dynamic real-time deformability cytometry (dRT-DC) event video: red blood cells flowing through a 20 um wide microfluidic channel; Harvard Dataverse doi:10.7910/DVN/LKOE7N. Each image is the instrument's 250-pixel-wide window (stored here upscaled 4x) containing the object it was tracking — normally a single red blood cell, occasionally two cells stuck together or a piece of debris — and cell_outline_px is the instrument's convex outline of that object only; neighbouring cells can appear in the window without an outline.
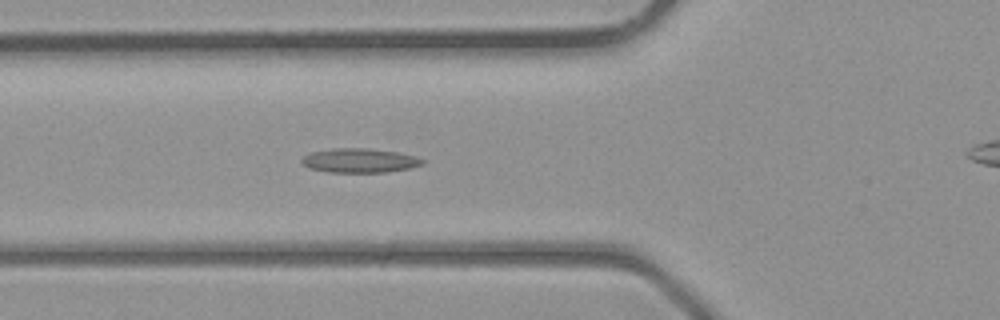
{"species": "common noctule bat (a hibernating species)", "species_latin": "Nyctalus noctula", "temperature_condition": "room temperature", "stored_images_in_passage": 42, "camera_frame_rate_fps": 3000, "um_per_image_px": 0.085, "animal": {"sex": "male", "body_mass_g": 23.1, "forearm_length_mm": 52.7}, "frame": {"image": 1, "passage_image": 15, "time_ms": 4.667, "image_size_px": [1000, 320], "cell_outline_px": [[424, 164], [408, 168], [388, 172], [328, 172], [308, 168], [300, 160], [304, 156], [312, 152], [332, 148], [368, 148], [396, 152], [416, 156], [424, 160]], "centroid_in_image_um": [30.56, 13.64], "position_along_channel_um": 95.2, "area_um2": 16.99}}
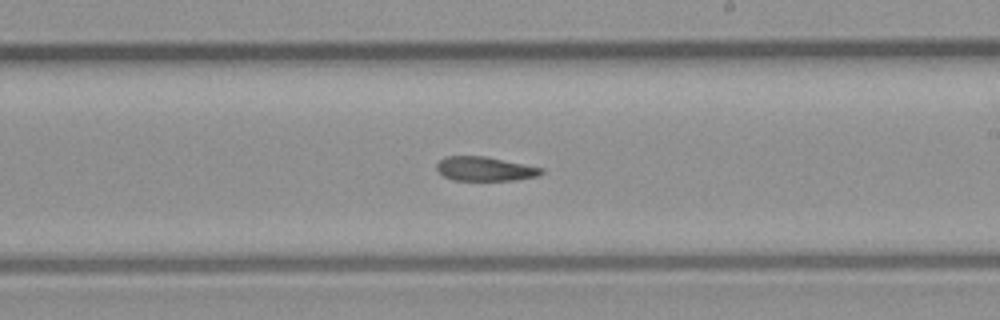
{"frame": {"image": 2, "passage_image": 24, "time_ms": 7.667, "image_size_px": [1000, 320], "cell_outline_px": [[544, 172], [536, 176], [516, 180], [452, 180], [444, 176], [436, 168], [436, 164], [444, 156], [488, 156], [544, 168]], "centroid_in_image_um": [41.22, 14.34], "position_along_channel_um": 247.8, "area_um2": 14.85}}
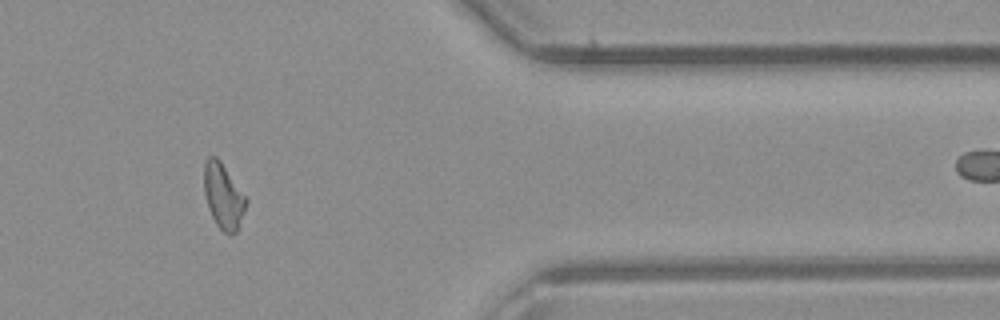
{"frame": {"image": 3, "passage_image": 34, "time_ms": 11.0, "image_size_px": [1000, 320], "cell_outline_px": [[248, 200], [244, 212], [236, 232], [232, 236], [228, 236], [216, 224], [208, 208], [204, 192], [204, 164], [208, 156], [216, 156], [220, 160]], "centroid_in_image_um": [18.98, 16.68], "position_along_channel_um": 392.4, "area_um2": 15.95}}